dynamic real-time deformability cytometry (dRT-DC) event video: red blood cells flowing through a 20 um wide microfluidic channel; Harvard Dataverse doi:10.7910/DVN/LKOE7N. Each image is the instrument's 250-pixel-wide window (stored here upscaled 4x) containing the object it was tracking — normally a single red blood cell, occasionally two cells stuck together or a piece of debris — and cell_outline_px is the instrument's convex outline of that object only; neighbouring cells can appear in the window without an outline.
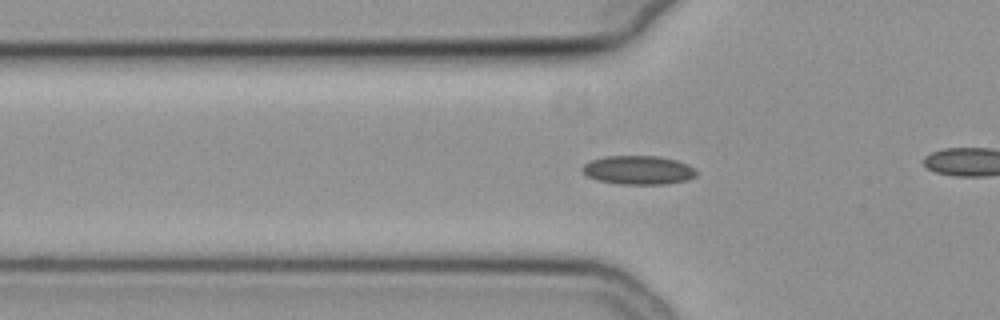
{"species": "common noctule bat (a hibernating species)", "species_latin": "Nyctalus noctula", "temperature_condition": "cold", "stored_images_in_passage": 30, "camera_frame_rate_fps": 3000, "um_per_image_px": 0.085, "animal": {"sex": "female", "body_mass_g": 19.3, "forearm_length_mm": 54.1}, "frame": {"image": 1, "passage_image": 4, "time_ms": 1.0, "image_size_px": [1000, 320], "cell_outline_px": [[696, 176], [688, 180], [668, 184], [620, 184], [596, 180], [588, 176], [580, 168], [584, 164], [592, 160], [604, 156], [660, 156], [676, 160], [688, 164], [696, 168]], "centroid_in_image_um": [54.29, 14.46], "position_along_channel_um": 71.5, "area_um2": 19.31}}
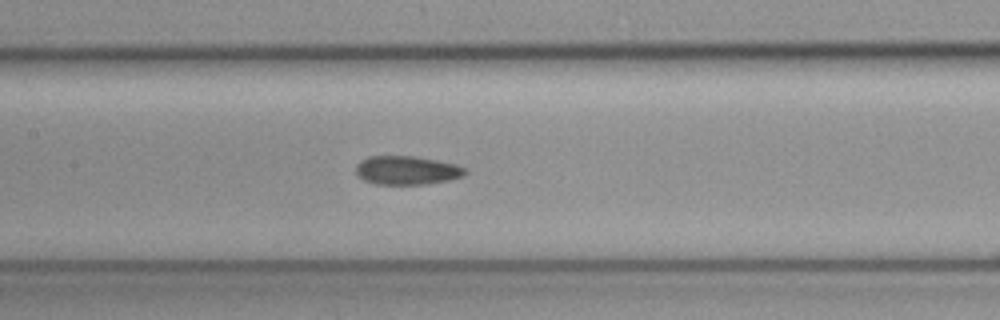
{"frame": {"image": 2, "passage_image": 12, "time_ms": 3.667, "image_size_px": [1000, 320], "cell_outline_px": [[468, 172], [464, 176], [448, 180], [424, 184], [376, 184], [364, 180], [356, 176], [356, 164], [360, 160], [368, 156], [416, 156], [456, 164], [468, 168]], "centroid_in_image_um": [34.58, 14.47], "position_along_channel_um": 172.8, "area_um2": 18.5}}
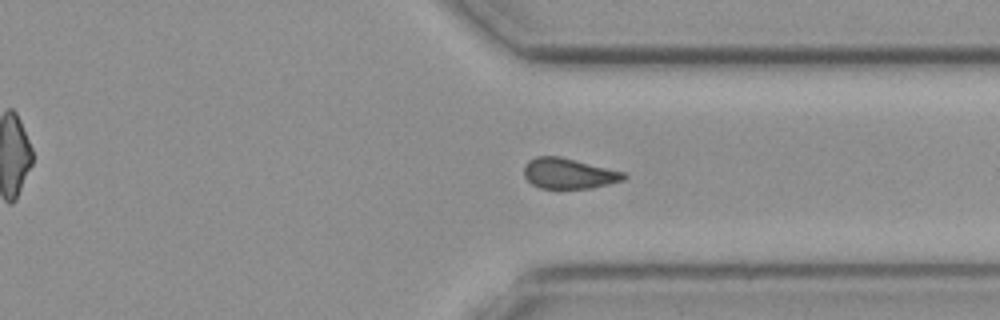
{"frame": {"image": 3, "passage_image": 27, "time_ms": 8.667, "image_size_px": [1000, 320], "cell_outline_px": [[628, 176], [624, 180], [592, 188], [540, 188], [532, 184], [524, 176], [524, 168], [528, 160], [536, 156], [560, 156], [624, 172]], "centroid_in_image_um": [48.34, 14.74], "position_along_channel_um": 363.1, "area_um2": 17.69}}